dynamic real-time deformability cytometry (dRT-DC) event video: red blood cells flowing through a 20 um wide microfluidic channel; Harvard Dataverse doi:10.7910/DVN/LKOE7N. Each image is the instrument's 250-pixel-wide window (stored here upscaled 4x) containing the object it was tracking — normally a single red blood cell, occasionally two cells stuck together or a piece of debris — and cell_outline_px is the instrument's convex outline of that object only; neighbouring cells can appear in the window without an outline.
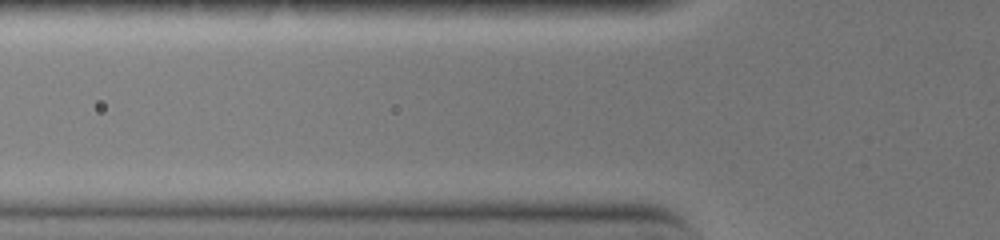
{"species": "common noctule bat (a hibernating species)", "species_latin": "Nyctalus noctula", "temperature_condition": "warm", "stored_images_in_passage": 3, "camera_frame_rate_fps": 3000, "um_per_image_px": 0.085, "animal": {"sex": "female", "body_mass_g": 19.0, "forearm_length_mm": 51.5}, "frame": {"image": 1, "passage_image": 2, "time_ms": 0.333, "image_size_px": [1000, 240], "cell_outline_px": [[432, 164], [416, 168], [340, 168], [256, 164], [248, 156], [260, 152], [324, 152], [400, 156], [432, 160]], "centroid_in_image_um": [28.69, 13.62], "position_along_channel_um": 97.1, "area_um2": 16.7}}